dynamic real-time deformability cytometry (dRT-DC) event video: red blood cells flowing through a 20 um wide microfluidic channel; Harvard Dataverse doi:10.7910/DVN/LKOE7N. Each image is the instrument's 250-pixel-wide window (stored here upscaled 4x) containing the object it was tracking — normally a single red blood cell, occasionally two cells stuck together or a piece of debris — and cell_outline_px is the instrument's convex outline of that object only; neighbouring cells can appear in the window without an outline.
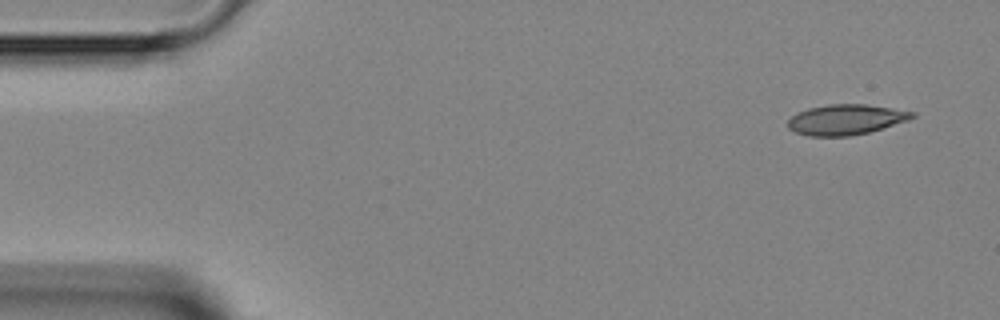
{"species": "Egyptian fruit bat (a non-hibernating species)", "species_latin": "Rousettus aegyptiacus", "temperature_condition": "room temperature", "stored_images_in_passage": 7, "camera_frame_rate_fps": 3000, "um_per_image_px": 0.085, "animal": {"sex": "female"}, "frame": {"image": 1, "passage_image": 1, "time_ms": 0.0, "image_size_px": [1000, 320], "cell_outline_px": [[916, 116], [908, 120], [868, 132], [848, 136], [808, 136], [796, 132], [788, 128], [788, 120], [796, 112], [808, 108], [828, 104], [864, 104], [916, 112]], "centroid_in_image_um": [71.87, 10.16], "position_along_channel_um": 13.1, "area_um2": 21.85}}
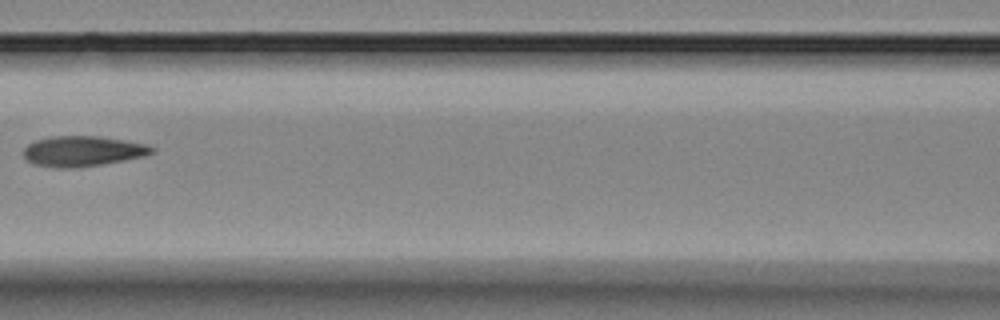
{"frame": {"image": 2, "passage_image": 6, "time_ms": 6.0, "image_size_px": [1000, 320], "cell_outline_px": [[156, 152], [144, 156], [124, 160], [76, 168], [56, 168], [32, 164], [24, 156], [24, 148], [28, 144], [36, 140], [52, 136], [96, 136], [124, 140], [148, 144], [156, 148]], "centroid_in_image_um": [7.05, 12.85], "position_along_channel_um": 159.6, "area_um2": 22.77}}
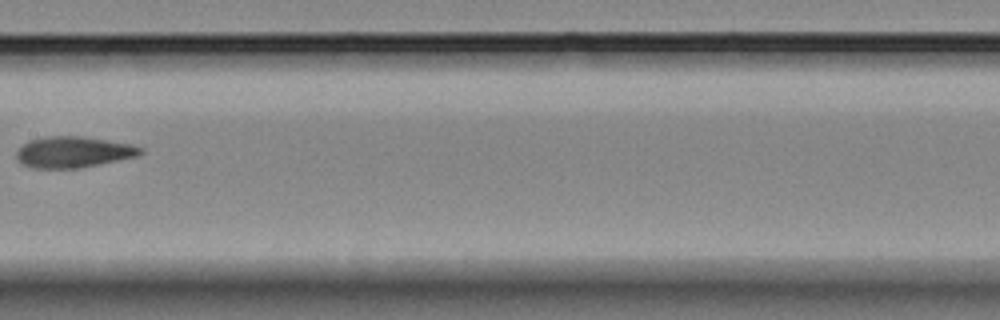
{"frame": {"image": 3, "passage_image": 7, "time_ms": 7.0, "image_size_px": [1000, 320], "cell_outline_px": [[144, 152], [140, 156], [80, 168], [32, 168], [20, 164], [16, 160], [16, 152], [28, 140], [44, 136], [80, 136], [132, 144], [144, 148]], "centroid_in_image_um": [6.24, 12.93], "position_along_channel_um": 201.2, "area_um2": 22.77}}